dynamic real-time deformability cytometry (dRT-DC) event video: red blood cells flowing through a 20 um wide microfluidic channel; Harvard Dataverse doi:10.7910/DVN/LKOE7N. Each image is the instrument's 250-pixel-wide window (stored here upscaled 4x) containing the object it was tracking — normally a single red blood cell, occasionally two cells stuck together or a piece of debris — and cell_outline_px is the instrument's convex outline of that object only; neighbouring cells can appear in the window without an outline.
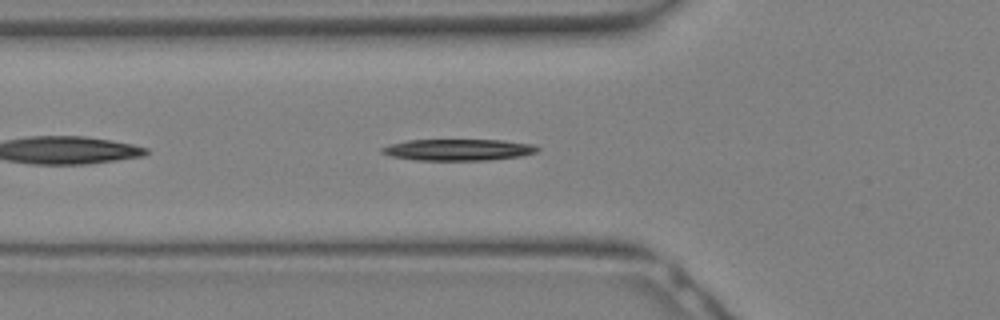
{"species": "Egyptian fruit bat (a non-hibernating species)", "species_latin": "Rousettus aegyptiacus", "temperature_condition": "warm", "stored_images_in_passage": 9, "camera_frame_rate_fps": 3000, "um_per_image_px": 0.085, "animal": {"sex": "female"}, "frame": {"image": 1, "passage_image": 3, "time_ms": 0.667, "image_size_px": [1000, 320], "cell_outline_px": [[540, 148], [536, 152], [520, 156], [488, 160], [416, 160], [392, 156], [380, 152], [380, 148], [388, 144], [408, 140], [504, 140], [532, 144]], "centroid_in_image_um": [38.92, 12.72], "position_along_channel_um": 86.9, "area_um2": 19.42}}
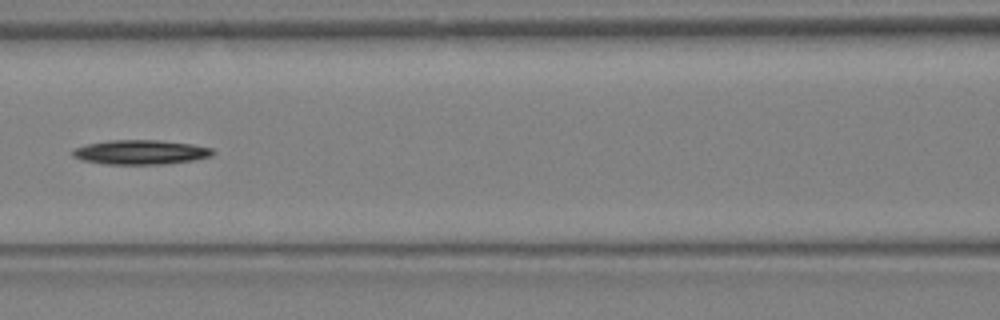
{"frame": {"image": 2, "passage_image": 6, "time_ms": 1.667, "image_size_px": [1000, 320], "cell_outline_px": [[216, 152], [212, 156], [196, 160], [168, 164], [104, 164], [84, 160], [72, 156], [72, 148], [84, 144], [108, 140], [160, 140], [192, 144], [212, 148]], "centroid_in_image_um": [11.96, 12.93], "position_along_channel_um": 154.6, "area_um2": 20.29}}
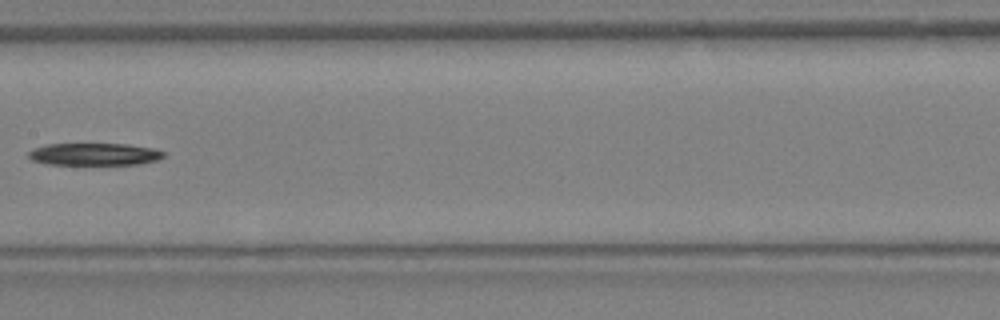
{"frame": {"image": 3, "passage_image": 8, "time_ms": 2.333, "image_size_px": [1000, 320], "cell_outline_px": [[164, 156], [156, 160], [136, 164], [48, 164], [32, 160], [28, 156], [28, 152], [32, 148], [48, 144], [128, 144], [152, 148], [164, 152]], "centroid_in_image_um": [7.98, 13.1], "position_along_channel_um": 199.4, "area_um2": 17.34}}